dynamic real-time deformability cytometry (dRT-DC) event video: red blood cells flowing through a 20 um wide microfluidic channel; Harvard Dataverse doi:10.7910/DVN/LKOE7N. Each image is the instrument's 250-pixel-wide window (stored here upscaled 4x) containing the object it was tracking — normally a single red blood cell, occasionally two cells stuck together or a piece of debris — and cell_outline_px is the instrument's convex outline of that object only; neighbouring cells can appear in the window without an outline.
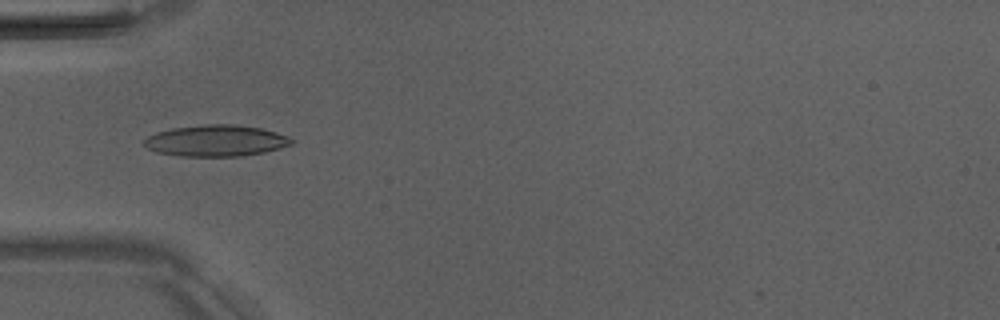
{"species": "Egyptian fruit bat (a non-hibernating species)", "species_latin": "Rousettus aegyptiacus", "temperature_condition": "room temperature", "stored_images_in_passage": 8, "camera_frame_rate_fps": 3000, "um_per_image_px": 0.085, "animal": {"sex": "male"}, "frame": {"image": 1, "passage_image": 5, "time_ms": 4.667, "image_size_px": [1000, 320], "cell_outline_px": [[292, 144], [280, 148], [264, 152], [240, 156], [180, 156], [156, 152], [148, 148], [144, 144], [144, 140], [148, 136], [156, 132], [172, 128], [204, 124], [232, 124], [260, 128], [276, 132], [288, 136], [292, 140]], "centroid_in_image_um": [18.34, 11.96], "position_along_channel_um": 66.7, "area_um2": 26.82}}
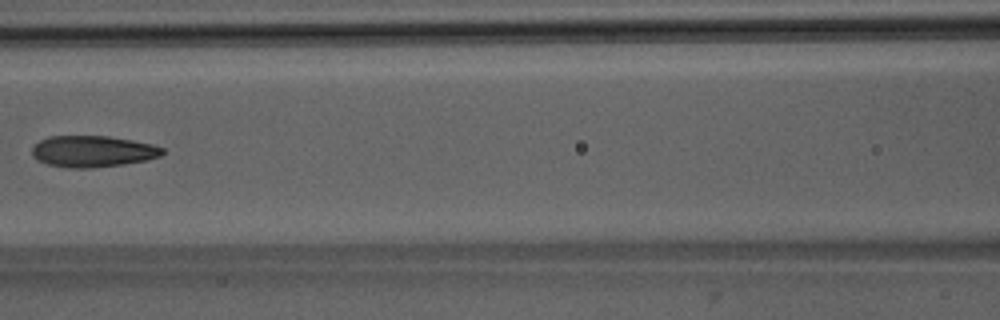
{"frame": {"image": 2, "passage_image": 7, "time_ms": 7.0, "image_size_px": [1000, 320], "cell_outline_px": [[164, 152], [160, 156], [148, 160], [124, 164], [92, 168], [68, 168], [48, 164], [36, 160], [32, 156], [32, 148], [40, 140], [48, 136], [108, 136], [132, 140], [152, 144], [164, 148]], "centroid_in_image_um": [7.88, 12.87], "position_along_channel_um": 158.7, "area_um2": 23.99}}